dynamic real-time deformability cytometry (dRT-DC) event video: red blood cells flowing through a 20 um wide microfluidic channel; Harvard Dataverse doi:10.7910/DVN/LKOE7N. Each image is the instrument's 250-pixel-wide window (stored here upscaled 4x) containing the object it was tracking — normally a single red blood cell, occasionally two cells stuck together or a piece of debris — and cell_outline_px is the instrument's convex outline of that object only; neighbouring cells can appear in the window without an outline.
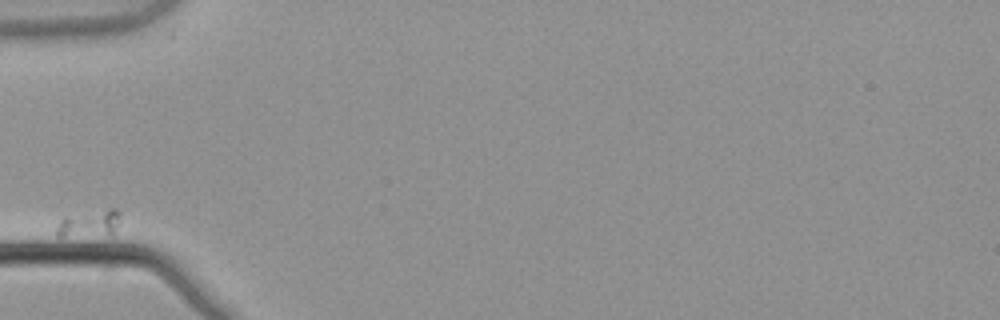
{"species": "common noctule bat (a hibernating species)", "species_latin": "Nyctalus noctula", "temperature_condition": "warm", "stored_images_in_passage": 2, "camera_frame_rate_fps": 3000, "um_per_image_px": 0.085, "animal": {"sex": "male", "body_mass_g": 21.5, "forearm_length_mm": 52.0}, "frame": {"image": 1, "passage_image": 1, "time_ms": 0.0, "image_size_px": [1000, 320], "cell_outline_px": [[120, 212], [112, 236], [56, 236], [56, 228], [60, 220], [64, 216], [108, 208], [116, 208]], "centroid_in_image_um": [7.57, 19.01], "position_along_channel_um": 77.4, "area_um2": 10.17}}